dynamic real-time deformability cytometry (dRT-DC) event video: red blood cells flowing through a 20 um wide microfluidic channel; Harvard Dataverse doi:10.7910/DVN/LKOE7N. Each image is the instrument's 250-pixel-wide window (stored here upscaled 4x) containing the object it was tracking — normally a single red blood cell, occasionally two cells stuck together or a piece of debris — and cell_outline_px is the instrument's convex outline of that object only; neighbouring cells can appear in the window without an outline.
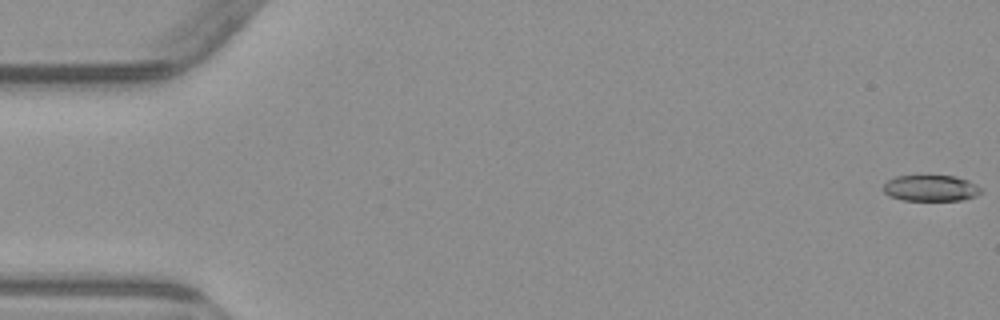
{"species": "common noctule bat (a hibernating species)", "species_latin": "Nyctalus noctula", "temperature_condition": "warm", "stored_images_in_passage": 4, "camera_frame_rate_fps": 3000, "um_per_image_px": 0.085, "animal": {"sex": "male", "body_mass_g": 23.1, "forearm_length_mm": 52.7}, "frame": {"image": 1, "passage_image": 1, "time_ms": 0.0, "image_size_px": [1000, 320], "cell_outline_px": [[984, 188], [976, 196], [964, 200], [904, 200], [888, 196], [884, 192], [884, 184], [888, 180], [896, 176], [956, 176], [968, 180]], "centroid_in_image_um": [79.15, 15.99], "position_along_channel_um": 5.9, "area_um2": 14.91}}
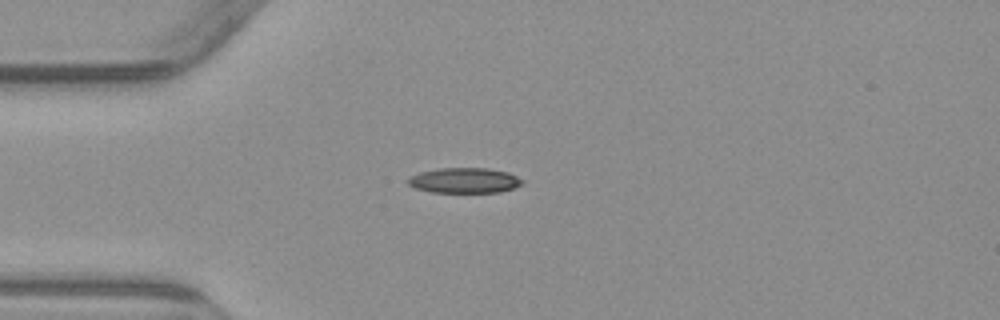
{"frame": {"image": 2, "passage_image": 4, "time_ms": 4.667, "image_size_px": [1000, 320], "cell_outline_px": [[524, 184], [516, 188], [500, 192], [432, 192], [416, 188], [408, 184], [408, 180], [412, 176], [420, 172], [440, 168], [488, 168], [508, 172], [524, 180]], "centroid_in_image_um": [39.55, 15.34], "position_along_channel_um": 45.5, "area_um2": 16.82}}